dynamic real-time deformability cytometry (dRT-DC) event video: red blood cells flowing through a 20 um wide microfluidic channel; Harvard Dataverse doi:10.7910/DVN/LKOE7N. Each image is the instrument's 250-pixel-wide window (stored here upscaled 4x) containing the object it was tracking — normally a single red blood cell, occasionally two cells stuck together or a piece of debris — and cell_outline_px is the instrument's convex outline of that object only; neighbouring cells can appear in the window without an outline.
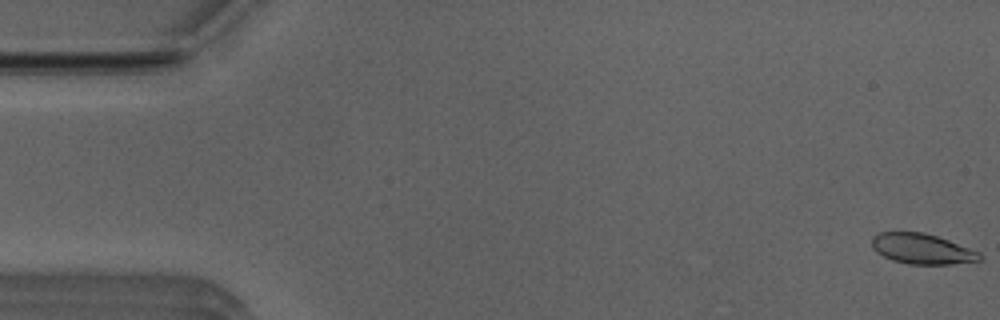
{"species": "Egyptian fruit bat (a non-hibernating species)", "species_latin": "Rousettus aegyptiacus", "temperature_condition": "room temperature", "stored_images_in_passage": 40, "camera_frame_rate_fps": 3000, "um_per_image_px": 0.085, "animal": {"sex": "male"}, "frame": {"image": 1, "passage_image": 1, "time_ms": 0.0, "image_size_px": [1000, 320], "cell_outline_px": [[984, 256], [980, 260], [948, 264], [908, 264], [892, 260], [876, 252], [872, 248], [872, 236], [880, 232], [924, 232], [948, 240], [980, 252]], "centroid_in_image_um": [78.35, 21.15], "position_along_channel_um": 6.6, "area_um2": 19.02}}
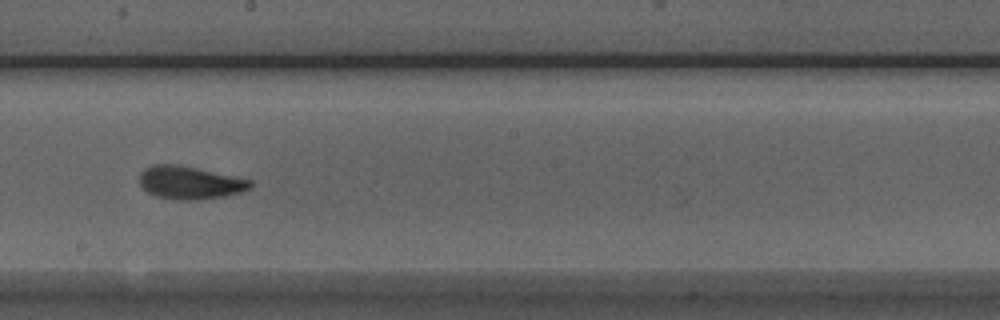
{"frame": {"image": 2, "passage_image": 29, "time_ms": 9.333, "image_size_px": [1000, 320], "cell_outline_px": [[252, 188], [240, 192], [224, 196], [192, 200], [176, 200], [156, 196], [148, 192], [140, 184], [140, 172], [144, 168], [152, 164], [172, 164], [196, 168], [252, 180]], "centroid_in_image_um": [16.12, 15.52], "position_along_channel_um": 232.1, "area_um2": 21.1}}
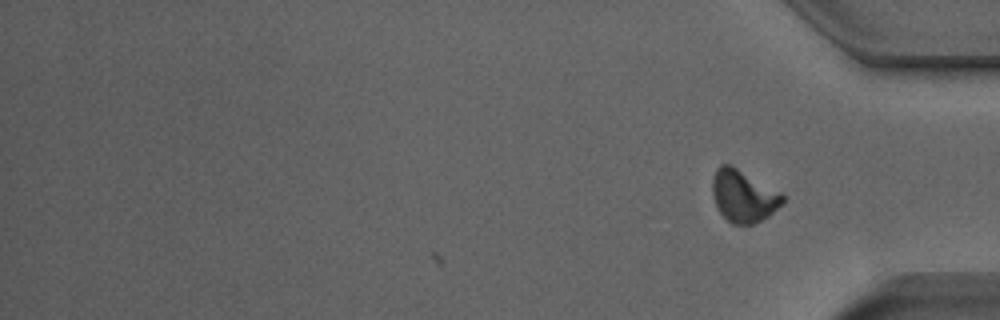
{"frame": {"image": 3, "passage_image": 40, "time_ms": 13.0, "image_size_px": [1000, 320], "cell_outline_px": [[784, 204], [768, 216], [752, 224], [732, 224], [720, 212], [712, 196], [712, 180], [716, 168], [720, 164], [732, 164], [784, 192]], "centroid_in_image_um": [63.23, 16.62], "position_along_channel_um": 372.0, "area_um2": 21.85}, "authors_computed_cell_mechanics": {"area_um2": 20.8947, "velocity_mm_per_s": 3.9283, "shape_relaxation_time_tau1_ms": 4.4763, "shape_relaxation_time_tau2_ms": 1.6682, "deformation_change_tau1": 0.1496, "deformation_change_tau2": 0.0658}}